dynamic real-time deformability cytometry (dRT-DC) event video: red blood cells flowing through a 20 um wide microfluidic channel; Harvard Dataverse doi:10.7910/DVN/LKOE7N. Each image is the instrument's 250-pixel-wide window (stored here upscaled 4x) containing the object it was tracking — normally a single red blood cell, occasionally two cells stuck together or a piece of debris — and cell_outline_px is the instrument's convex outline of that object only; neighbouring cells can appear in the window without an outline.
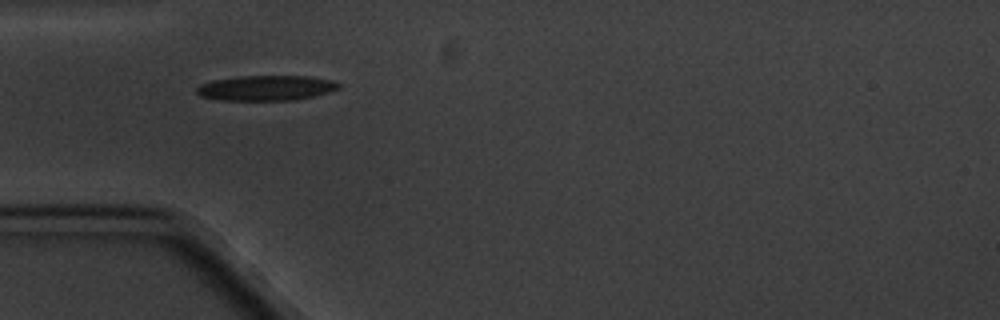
{"species": "common noctule bat (a hibernating species)", "species_latin": "Nyctalus noctula", "temperature_condition": "cold", "stored_images_in_passage": 2, "camera_frame_rate_fps": 3000, "um_per_image_px": 0.085, "animal": {"sex": "male", "body_mass_g": 20.1, "forearm_length_mm": 53.5}, "frame": {"image": 1, "passage_image": 1, "time_ms": 0.0, "image_size_px": [1000, 320], "cell_outline_px": [[340, 88], [328, 92], [296, 100], [220, 100], [200, 96], [196, 92], [196, 88], [200, 84], [212, 80], [236, 76], [308, 76], [332, 80], [340, 84]], "centroid_in_image_um": [22.59, 7.47], "position_along_channel_um": 62.4, "area_um2": 20.87}}